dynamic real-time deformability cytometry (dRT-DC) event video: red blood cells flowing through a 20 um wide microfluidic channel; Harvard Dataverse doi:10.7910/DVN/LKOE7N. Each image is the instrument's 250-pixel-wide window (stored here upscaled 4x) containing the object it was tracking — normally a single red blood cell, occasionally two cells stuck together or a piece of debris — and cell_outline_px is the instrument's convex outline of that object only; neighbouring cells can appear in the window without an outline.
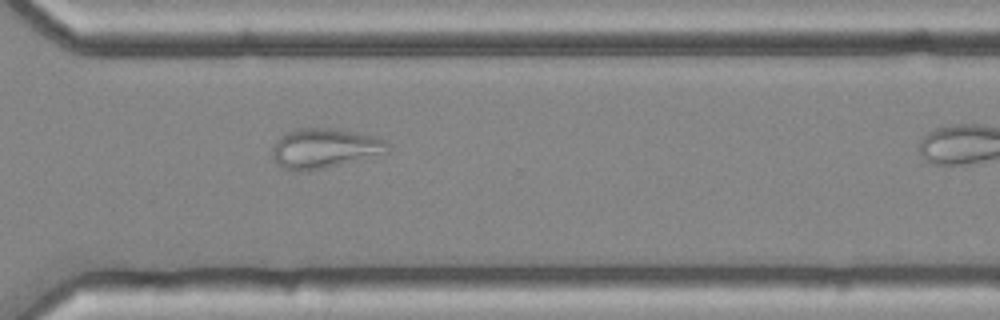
{"species": "common noctule bat (a hibernating species)", "species_latin": "Nyctalus noctula", "temperature_condition": "cold", "stored_images_in_passage": 28, "camera_frame_rate_fps": 3000, "um_per_image_px": 0.085, "animal": {"sex": "female", "body_mass_g": 25.1}, "frame": {"image": 1, "passage_image": 24, "time_ms": 7.667, "image_size_px": [1000, 320], "cell_outline_px": [[388, 152], [308, 172], [300, 172], [284, 168], [272, 156], [272, 148], [280, 136], [284, 132], [300, 128], [332, 128], [372, 136], [388, 144]], "centroid_in_image_um": [27.51, 12.61], "position_along_channel_um": 343.1, "area_um2": 26.24}}